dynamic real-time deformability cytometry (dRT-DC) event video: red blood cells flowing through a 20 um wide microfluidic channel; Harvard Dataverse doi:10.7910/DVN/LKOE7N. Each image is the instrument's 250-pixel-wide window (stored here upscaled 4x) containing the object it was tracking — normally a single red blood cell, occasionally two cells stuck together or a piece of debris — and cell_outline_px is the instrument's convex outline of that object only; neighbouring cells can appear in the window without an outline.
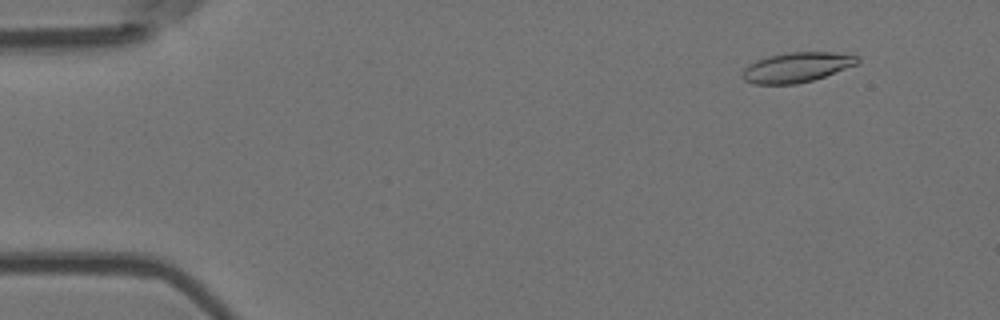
{"species": "Egyptian fruit bat (a non-hibernating species)", "species_latin": "Rousettus aegyptiacus", "temperature_condition": "room temperature", "stored_images_in_passage": 5, "camera_frame_rate_fps": 3000, "um_per_image_px": 0.085, "animal": {"sex": "female"}, "frame": {"image": 1, "passage_image": 2, "time_ms": 0.333, "image_size_px": [1000, 320], "cell_outline_px": [[860, 60], [856, 64], [824, 76], [812, 80], [796, 84], [756, 84], [744, 80], [740, 76], [744, 68], [748, 64], [756, 60], [768, 56], [788, 52], [832, 52], [860, 56]], "centroid_in_image_um": [67.68, 5.71], "position_along_channel_um": 17.3, "area_um2": 20.0}}
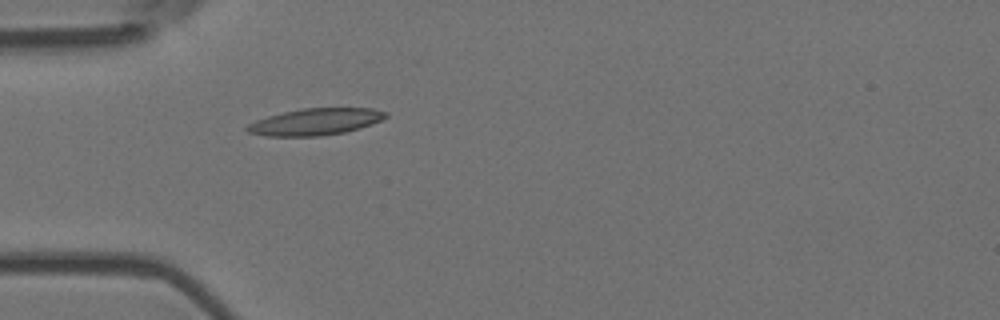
{"frame": {"image": 2, "passage_image": 5, "time_ms": 1.333, "image_size_px": [1000, 320], "cell_outline_px": [[388, 116], [380, 120], [360, 128], [344, 132], [320, 136], [268, 136], [248, 132], [244, 128], [248, 124], [256, 120], [268, 116], [300, 108], [372, 108], [388, 112]], "centroid_in_image_um": [26.8, 10.34], "position_along_channel_um": 58.2, "area_um2": 21.5}}